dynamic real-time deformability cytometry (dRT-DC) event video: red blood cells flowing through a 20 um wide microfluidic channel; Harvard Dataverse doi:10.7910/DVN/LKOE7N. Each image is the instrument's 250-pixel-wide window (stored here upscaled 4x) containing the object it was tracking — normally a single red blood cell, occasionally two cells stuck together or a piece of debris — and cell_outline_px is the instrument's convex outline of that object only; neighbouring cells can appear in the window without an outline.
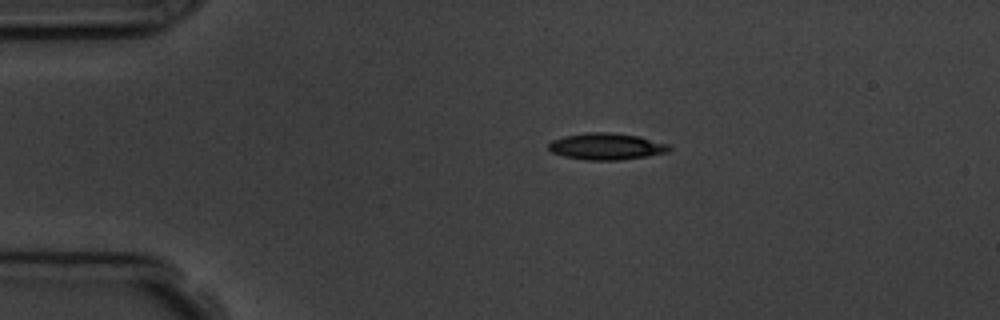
{"species": "common noctule bat (a hibernating species)", "species_latin": "Nyctalus noctula", "temperature_condition": "room temperature", "stored_images_in_passage": 4, "camera_frame_rate_fps": 3000, "um_per_image_px": 0.085, "animal": {"sex": "male", "body_mass_g": 19.5, "forearm_length_mm": 54.6}, "frame": {"image": 1, "passage_image": 1, "time_ms": 0.0, "image_size_px": [1000, 320], "cell_outline_px": [[672, 148], [668, 152], [648, 156], [620, 160], [588, 160], [564, 156], [552, 152], [548, 148], [548, 144], [552, 140], [564, 136], [588, 132], [612, 132], [640, 136], [668, 144]], "centroid_in_image_um": [51.56, 12.44], "position_along_channel_um": 33.4, "area_um2": 18.79}}
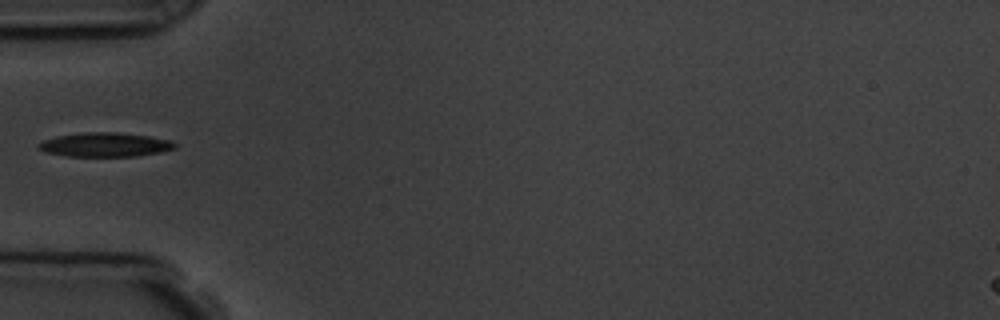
{"frame": {"image": 2, "passage_image": 3, "time_ms": 2.333, "image_size_px": [1000, 320], "cell_outline_px": [[176, 148], [160, 152], [136, 156], [64, 156], [44, 152], [36, 148], [36, 144], [44, 140], [56, 136], [84, 132], [116, 132], [148, 136], [172, 140], [176, 144]], "centroid_in_image_um": [8.89, 12.3], "position_along_channel_um": 76.1, "area_um2": 19.31}}